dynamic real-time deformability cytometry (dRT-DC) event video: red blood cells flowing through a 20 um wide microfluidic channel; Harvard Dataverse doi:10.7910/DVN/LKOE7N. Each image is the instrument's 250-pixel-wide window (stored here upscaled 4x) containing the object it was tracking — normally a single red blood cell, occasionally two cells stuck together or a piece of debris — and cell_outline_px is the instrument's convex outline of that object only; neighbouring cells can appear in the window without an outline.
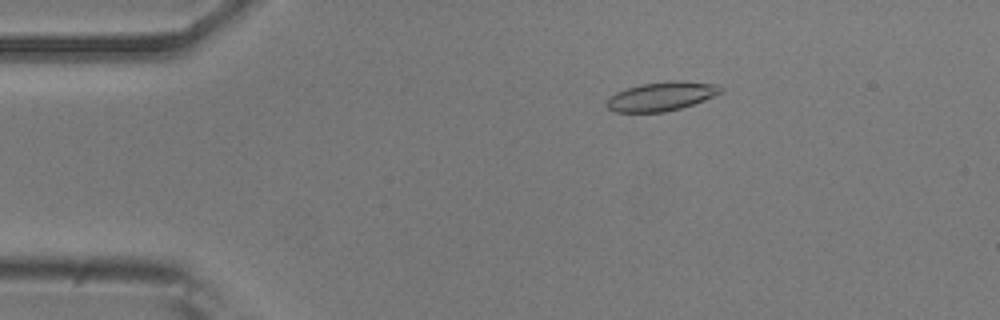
{"species": "common noctule bat (a hibernating species)", "species_latin": "Nyctalus noctula", "temperature_condition": "room temperature", "stored_images_in_passage": 54, "camera_frame_rate_fps": 3000, "um_per_image_px": 0.085, "animal": {"sex": "male", "body_mass_g": 20.5, "forearm_length_mm": 52.5}, "frame": {"image": 1, "passage_image": 10, "time_ms": 3.0, "image_size_px": [1000, 320], "cell_outline_px": [[724, 88], [720, 92], [704, 100], [680, 108], [664, 112], [616, 112], [608, 108], [604, 104], [608, 96], [616, 92], [640, 84], [664, 80], [684, 80], [716, 84]], "centroid_in_image_um": [56.18, 8.17], "position_along_channel_um": 28.8, "area_um2": 19.42}}
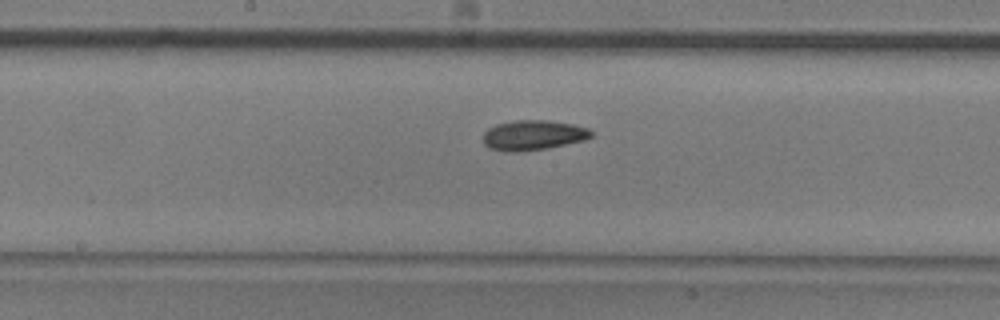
{"frame": {"image": 2, "passage_image": 28, "time_ms": 9.0, "image_size_px": [1000, 320], "cell_outline_px": [[592, 136], [584, 140], [548, 148], [516, 152], [512, 152], [492, 148], [484, 144], [484, 132], [488, 128], [496, 124], [516, 120], [548, 120], [572, 124], [588, 128], [592, 132]], "centroid_in_image_um": [45.33, 11.48], "position_along_channel_um": 202.9, "area_um2": 18.73}}
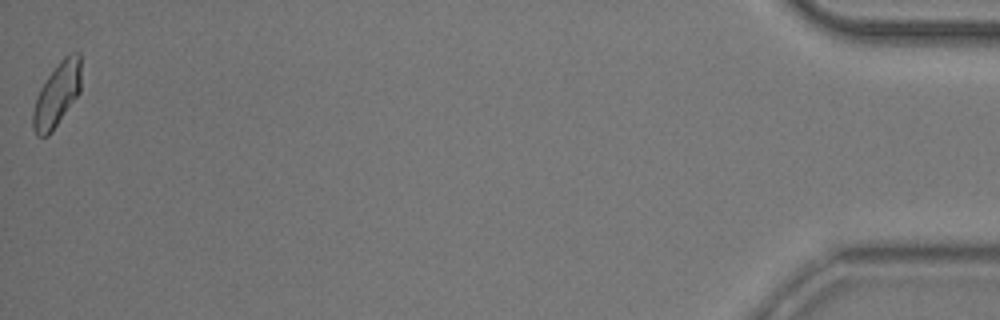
{"frame": {"image": 3, "passage_image": 54, "time_ms": 17.667, "image_size_px": [1000, 320], "cell_outline_px": [[80, 92], [52, 132], [48, 136], [36, 136], [32, 128], [32, 112], [40, 88], [48, 76], [60, 60], [68, 52], [80, 52]], "centroid_in_image_um": [4.83, 8.04], "position_along_channel_um": 430.4, "area_um2": 17.98}, "authors_computed_cell_mechanics": {"area_um2": 18.2648, "velocity_mm_per_s": 3.7675, "shape_relaxation_time_tau1_ms": 4.3451, "shape_relaxation_time_tau2_ms": 3.9112, "deformation_change_tau1": 0.109, "deformation_change_tau2": 0.0899}}